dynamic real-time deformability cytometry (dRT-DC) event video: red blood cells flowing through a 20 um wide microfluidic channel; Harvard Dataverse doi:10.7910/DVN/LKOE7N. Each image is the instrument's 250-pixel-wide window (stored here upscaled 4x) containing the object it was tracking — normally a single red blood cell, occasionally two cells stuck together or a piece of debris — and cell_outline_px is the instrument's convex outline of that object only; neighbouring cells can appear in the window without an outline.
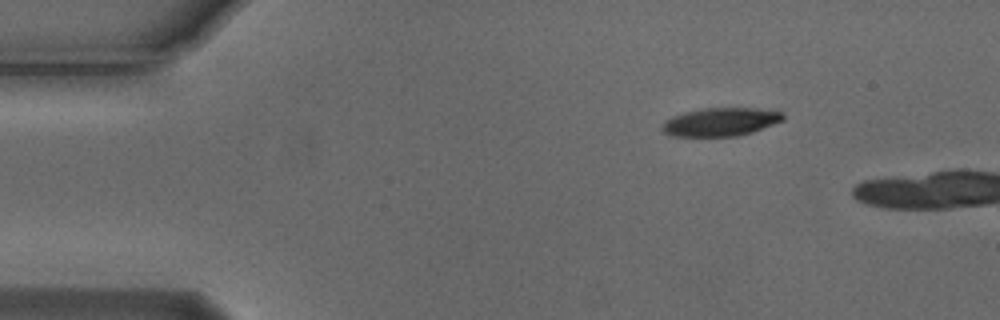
{"species": "Egyptian fruit bat (a non-hibernating species)", "species_latin": "Rousettus aegyptiacus", "temperature_condition": "cold", "stored_images_in_passage": 4, "camera_frame_rate_fps": 3000, "um_per_image_px": 0.085, "animal": {"sex": "male"}, "frame": {"image": 1, "passage_image": 1, "time_ms": 0.0, "image_size_px": [1000, 320], "cell_outline_px": [[784, 120], [752, 132], [736, 136], [668, 136], [660, 128], [664, 120], [672, 116], [684, 112], [704, 108], [756, 108], [784, 112]], "centroid_in_image_um": [61.22, 10.36], "position_along_channel_um": 23.8, "area_um2": 20.06}}